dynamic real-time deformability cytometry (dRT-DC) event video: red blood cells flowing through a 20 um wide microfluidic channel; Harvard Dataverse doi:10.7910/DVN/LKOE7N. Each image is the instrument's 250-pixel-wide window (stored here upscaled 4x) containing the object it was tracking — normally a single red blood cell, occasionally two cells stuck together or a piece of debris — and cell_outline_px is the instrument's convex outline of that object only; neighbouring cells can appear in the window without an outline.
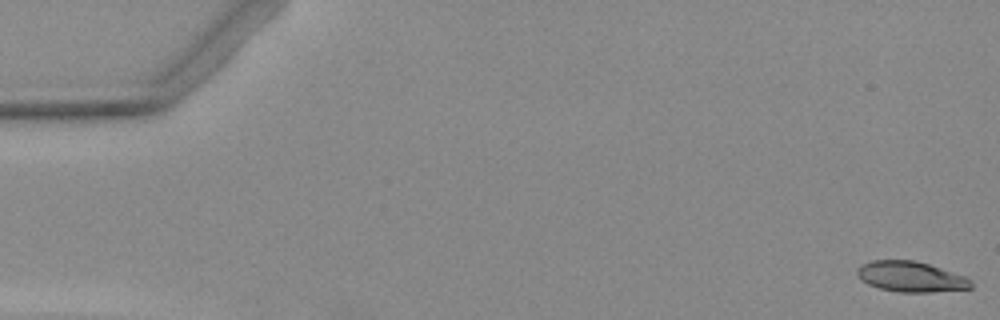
{"species": "Egyptian fruit bat (a non-hibernating species)", "species_latin": "Rousettus aegyptiacus", "temperature_condition": "warm", "stored_images_in_passage": 20, "camera_frame_rate_fps": 3000, "um_per_image_px": 0.085, "animal": {"sex": "female"}, "frame": {"image": 1, "passage_image": 1, "time_ms": 0.0, "image_size_px": [1000, 320], "cell_outline_px": [[972, 288], [932, 292], [900, 292], [880, 288], [868, 284], [860, 280], [856, 272], [856, 268], [860, 264], [872, 260], [916, 260], [964, 276], [972, 280]], "centroid_in_image_um": [77.38, 23.51], "position_along_channel_um": 7.6, "area_um2": 20.23}}
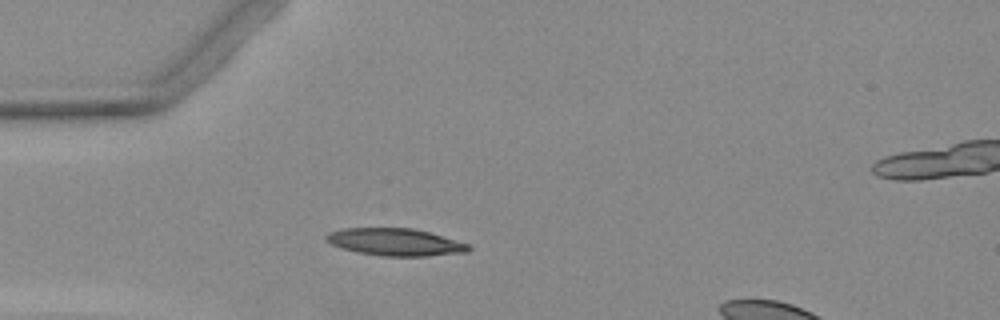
{"frame": {"image": 2, "passage_image": 15, "time_ms": 4.667, "image_size_px": [1000, 320], "cell_outline_px": [[472, 248], [468, 252], [428, 256], [380, 256], [356, 252], [332, 244], [324, 240], [324, 236], [328, 232], [344, 228], [412, 228], [428, 232], [468, 244]], "centroid_in_image_um": [33.56, 20.58], "position_along_channel_um": 51.4, "area_um2": 22.6}}